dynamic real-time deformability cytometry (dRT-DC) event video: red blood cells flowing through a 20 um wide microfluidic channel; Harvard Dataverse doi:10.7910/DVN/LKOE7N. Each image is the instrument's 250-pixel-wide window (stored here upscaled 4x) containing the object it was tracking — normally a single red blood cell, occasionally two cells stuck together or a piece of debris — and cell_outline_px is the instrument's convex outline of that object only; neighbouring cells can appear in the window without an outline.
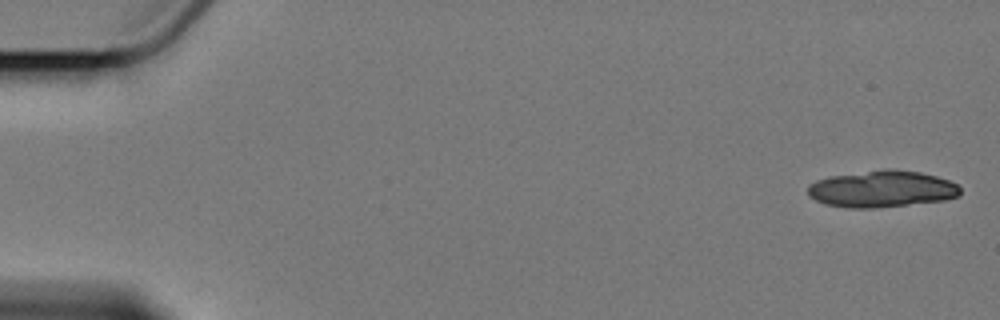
{"species": "Egyptian fruit bat (a non-hibernating species)", "species_latin": "Rousettus aegyptiacus", "temperature_condition": "cold", "stored_images_in_passage": 6, "segment_of_instrument_passage": [1, 2], "camera_frame_rate_fps": 3000, "um_per_image_px": 0.085, "animal": {"sex": "female"}, "frame": {"image": 1, "passage_image": 1, "time_ms": 0.0, "image_size_px": [1000, 320], "cell_outline_px": [[960, 196], [944, 200], [872, 208], [848, 208], [824, 204], [808, 196], [808, 184], [816, 180], [828, 176], [884, 168], [896, 168], [920, 172], [936, 176], [948, 180], [956, 184], [960, 188]], "centroid_in_image_um": [74.92, 16.04], "position_along_channel_um": 10.1, "area_um2": 32.89}}